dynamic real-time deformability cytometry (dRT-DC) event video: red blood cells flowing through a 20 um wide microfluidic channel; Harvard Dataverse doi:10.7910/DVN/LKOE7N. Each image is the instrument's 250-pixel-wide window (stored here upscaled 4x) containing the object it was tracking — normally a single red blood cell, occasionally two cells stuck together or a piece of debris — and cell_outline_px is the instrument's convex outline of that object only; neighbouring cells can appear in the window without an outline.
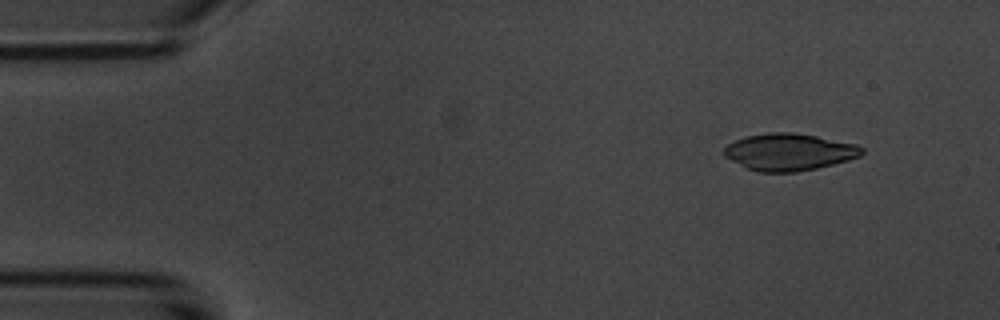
{"species": "common noctule bat (a hibernating species)", "species_latin": "Nyctalus noctula", "temperature_condition": "room temperature", "stored_images_in_passage": 12, "camera_frame_rate_fps": 3000, "um_per_image_px": 0.085, "animal": {"sex": "male", "body_mass_g": 20.1, "forearm_length_mm": 53.5}, "frame": {"image": 1, "passage_image": 2, "time_ms": 0.333, "image_size_px": [1000, 320], "cell_outline_px": [[864, 152], [860, 156], [848, 160], [816, 168], [796, 172], [760, 172], [744, 168], [724, 156], [724, 148], [728, 144], [736, 140], [748, 136], [768, 132], [792, 132], [816, 136], [856, 144], [864, 148]], "centroid_in_image_um": [67.06, 12.92], "position_along_channel_um": 17.9, "area_um2": 29.65}}